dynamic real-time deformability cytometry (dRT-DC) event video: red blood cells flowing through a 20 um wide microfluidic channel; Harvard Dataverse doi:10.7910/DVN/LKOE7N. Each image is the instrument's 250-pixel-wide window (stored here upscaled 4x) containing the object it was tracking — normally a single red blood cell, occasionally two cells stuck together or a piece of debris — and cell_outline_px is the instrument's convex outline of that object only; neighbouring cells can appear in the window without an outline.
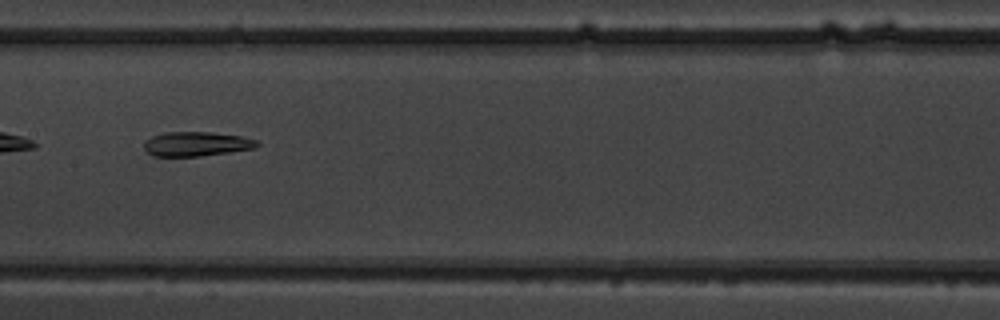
{"species": "common noctule bat (a hibernating species)", "species_latin": "Nyctalus noctula", "temperature_condition": "warm", "stored_images_in_passage": 11, "camera_frame_rate_fps": 3000, "um_per_image_px": 0.085, "animal": {"sex": "male", "body_mass_g": 19.5, "forearm_length_mm": 54.6}, "frame": {"image": 1, "passage_image": 8, "time_ms": 8.0, "image_size_px": [1000, 320], "cell_outline_px": [[260, 144], [256, 148], [200, 156], [152, 156], [144, 148], [144, 140], [152, 136], [164, 132], [212, 132], [240, 136], [256, 140]], "centroid_in_image_um": [16.67, 12.23], "position_along_channel_um": 190.7, "area_um2": 16.07}}
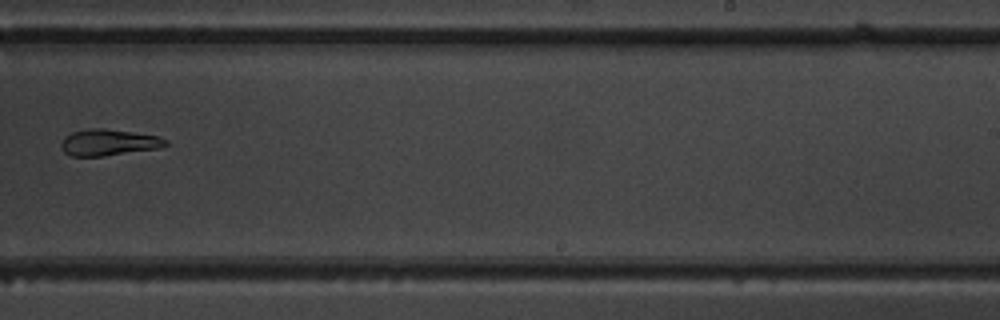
{"frame": {"image": 2, "passage_image": 10, "time_ms": 10.333, "image_size_px": [1000, 320], "cell_outline_px": [[168, 144], [156, 148], [104, 156], [72, 156], [64, 152], [60, 144], [64, 136], [72, 132], [88, 128], [104, 128], [160, 136], [168, 140]], "centroid_in_image_um": [9.2, 12.09], "position_along_channel_um": 279.8, "area_um2": 16.01}}